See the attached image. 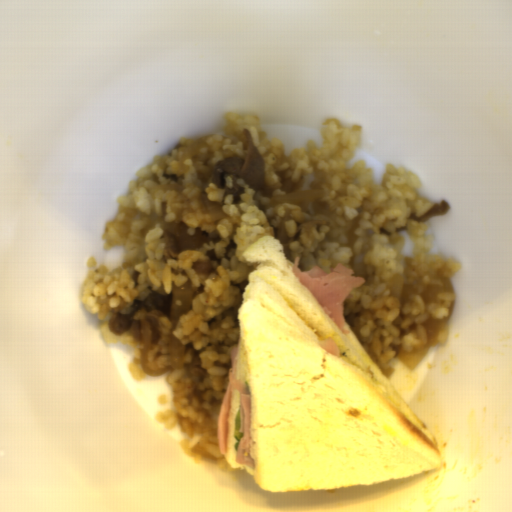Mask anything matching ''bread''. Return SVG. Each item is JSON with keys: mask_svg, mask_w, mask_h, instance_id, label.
Listing matches in <instances>:
<instances>
[{"mask_svg": "<svg viewBox=\"0 0 512 512\" xmlns=\"http://www.w3.org/2000/svg\"><path fill=\"white\" fill-rule=\"evenodd\" d=\"M258 264L238 309L236 380L251 393L254 467L236 463L234 428L242 395L227 419L232 469L271 493L336 490L407 478L443 466V451L366 351L293 273L284 245L260 236L243 253ZM332 337L341 359L317 343Z\"/></svg>", "mask_w": 512, "mask_h": 512, "instance_id": "1", "label": "bread"}]
</instances>
